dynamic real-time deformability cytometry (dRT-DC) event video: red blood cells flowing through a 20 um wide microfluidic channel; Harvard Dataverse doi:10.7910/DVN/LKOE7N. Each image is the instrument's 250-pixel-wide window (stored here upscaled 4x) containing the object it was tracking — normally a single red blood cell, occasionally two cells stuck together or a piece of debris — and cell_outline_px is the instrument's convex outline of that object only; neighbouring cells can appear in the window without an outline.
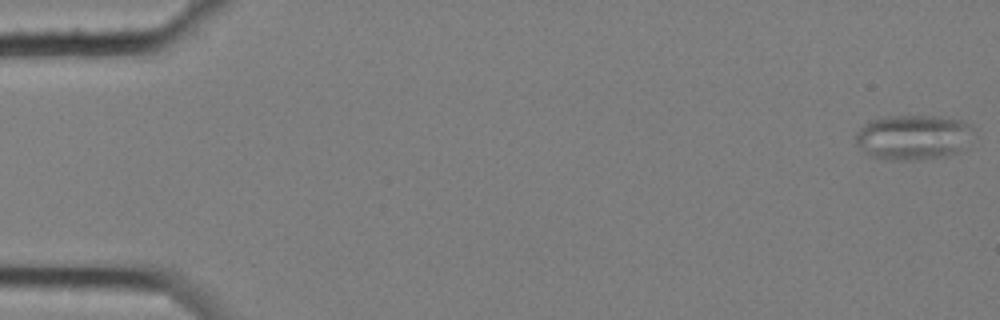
{"species": "common noctule bat (a hibernating species)", "species_latin": "Nyctalus noctula", "temperature_condition": "cold", "stored_images_in_passage": 6, "camera_frame_rate_fps": 3000, "um_per_image_px": 0.085, "animal": {"sex": "female", "body_mass_g": 25.1}, "frame": {"image": 1, "passage_image": 1, "time_ms": 0.0, "image_size_px": [1000, 320], "cell_outline_px": [[976, 136], [960, 152], [944, 156], [912, 160], [888, 160], [872, 156], [864, 152], [856, 144], [856, 132], [868, 120], [884, 116], [940, 116], [960, 120], [972, 124], [976, 128]], "centroid_in_image_um": [77.69, 11.65], "position_along_channel_um": 7.3, "area_um2": 31.67}}